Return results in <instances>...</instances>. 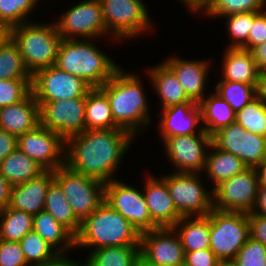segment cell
<instances>
[{
    "label": "cell",
    "instance_id": "50",
    "mask_svg": "<svg viewBox=\"0 0 266 266\" xmlns=\"http://www.w3.org/2000/svg\"><path fill=\"white\" fill-rule=\"evenodd\" d=\"M12 185L0 173V211L8 207Z\"/></svg>",
    "mask_w": 266,
    "mask_h": 266
},
{
    "label": "cell",
    "instance_id": "23",
    "mask_svg": "<svg viewBox=\"0 0 266 266\" xmlns=\"http://www.w3.org/2000/svg\"><path fill=\"white\" fill-rule=\"evenodd\" d=\"M40 124V106L32 92L16 104L0 108V129L16 137Z\"/></svg>",
    "mask_w": 266,
    "mask_h": 266
},
{
    "label": "cell",
    "instance_id": "39",
    "mask_svg": "<svg viewBox=\"0 0 266 266\" xmlns=\"http://www.w3.org/2000/svg\"><path fill=\"white\" fill-rule=\"evenodd\" d=\"M235 122L248 132L266 137V104L256 97L236 112Z\"/></svg>",
    "mask_w": 266,
    "mask_h": 266
},
{
    "label": "cell",
    "instance_id": "5",
    "mask_svg": "<svg viewBox=\"0 0 266 266\" xmlns=\"http://www.w3.org/2000/svg\"><path fill=\"white\" fill-rule=\"evenodd\" d=\"M23 23L9 30V37L18 46L24 63L33 75L36 71L55 65L62 40L53 24Z\"/></svg>",
    "mask_w": 266,
    "mask_h": 266
},
{
    "label": "cell",
    "instance_id": "46",
    "mask_svg": "<svg viewBox=\"0 0 266 266\" xmlns=\"http://www.w3.org/2000/svg\"><path fill=\"white\" fill-rule=\"evenodd\" d=\"M219 262L210 248L185 252L184 266H217Z\"/></svg>",
    "mask_w": 266,
    "mask_h": 266
},
{
    "label": "cell",
    "instance_id": "53",
    "mask_svg": "<svg viewBox=\"0 0 266 266\" xmlns=\"http://www.w3.org/2000/svg\"><path fill=\"white\" fill-rule=\"evenodd\" d=\"M256 97L266 104V71H261L258 75Z\"/></svg>",
    "mask_w": 266,
    "mask_h": 266
},
{
    "label": "cell",
    "instance_id": "28",
    "mask_svg": "<svg viewBox=\"0 0 266 266\" xmlns=\"http://www.w3.org/2000/svg\"><path fill=\"white\" fill-rule=\"evenodd\" d=\"M203 129L212 136L221 128L235 122L236 112L216 92L205 96L199 103Z\"/></svg>",
    "mask_w": 266,
    "mask_h": 266
},
{
    "label": "cell",
    "instance_id": "31",
    "mask_svg": "<svg viewBox=\"0 0 266 266\" xmlns=\"http://www.w3.org/2000/svg\"><path fill=\"white\" fill-rule=\"evenodd\" d=\"M86 130L119 128L113 119L107 95L100 88H92L86 95Z\"/></svg>",
    "mask_w": 266,
    "mask_h": 266
},
{
    "label": "cell",
    "instance_id": "16",
    "mask_svg": "<svg viewBox=\"0 0 266 266\" xmlns=\"http://www.w3.org/2000/svg\"><path fill=\"white\" fill-rule=\"evenodd\" d=\"M212 143L240 158L248 168H255L266 158V137L248 132L236 122L215 132Z\"/></svg>",
    "mask_w": 266,
    "mask_h": 266
},
{
    "label": "cell",
    "instance_id": "57",
    "mask_svg": "<svg viewBox=\"0 0 266 266\" xmlns=\"http://www.w3.org/2000/svg\"><path fill=\"white\" fill-rule=\"evenodd\" d=\"M135 266H157V265H153L149 262H147L146 260H144L141 256L138 257Z\"/></svg>",
    "mask_w": 266,
    "mask_h": 266
},
{
    "label": "cell",
    "instance_id": "18",
    "mask_svg": "<svg viewBox=\"0 0 266 266\" xmlns=\"http://www.w3.org/2000/svg\"><path fill=\"white\" fill-rule=\"evenodd\" d=\"M140 256L157 266H184L185 252L173 227H158L140 234Z\"/></svg>",
    "mask_w": 266,
    "mask_h": 266
},
{
    "label": "cell",
    "instance_id": "8",
    "mask_svg": "<svg viewBox=\"0 0 266 266\" xmlns=\"http://www.w3.org/2000/svg\"><path fill=\"white\" fill-rule=\"evenodd\" d=\"M106 30L112 38L129 39L152 28L142 0H100ZM150 28V29H149Z\"/></svg>",
    "mask_w": 266,
    "mask_h": 266
},
{
    "label": "cell",
    "instance_id": "24",
    "mask_svg": "<svg viewBox=\"0 0 266 266\" xmlns=\"http://www.w3.org/2000/svg\"><path fill=\"white\" fill-rule=\"evenodd\" d=\"M221 79L224 81L257 84L258 70L250 50L226 48Z\"/></svg>",
    "mask_w": 266,
    "mask_h": 266
},
{
    "label": "cell",
    "instance_id": "21",
    "mask_svg": "<svg viewBox=\"0 0 266 266\" xmlns=\"http://www.w3.org/2000/svg\"><path fill=\"white\" fill-rule=\"evenodd\" d=\"M53 181L54 172L45 170L23 184L12 186L8 207L32 215L38 214L44 210L47 190Z\"/></svg>",
    "mask_w": 266,
    "mask_h": 266
},
{
    "label": "cell",
    "instance_id": "22",
    "mask_svg": "<svg viewBox=\"0 0 266 266\" xmlns=\"http://www.w3.org/2000/svg\"><path fill=\"white\" fill-rule=\"evenodd\" d=\"M142 189L152 220L159 227H173L182 217L174 206L166 181L151 176Z\"/></svg>",
    "mask_w": 266,
    "mask_h": 266
},
{
    "label": "cell",
    "instance_id": "25",
    "mask_svg": "<svg viewBox=\"0 0 266 266\" xmlns=\"http://www.w3.org/2000/svg\"><path fill=\"white\" fill-rule=\"evenodd\" d=\"M147 74L151 78L154 91L161 100L162 109L185 102H194L187 97L175 74L164 63L149 68Z\"/></svg>",
    "mask_w": 266,
    "mask_h": 266
},
{
    "label": "cell",
    "instance_id": "7",
    "mask_svg": "<svg viewBox=\"0 0 266 266\" xmlns=\"http://www.w3.org/2000/svg\"><path fill=\"white\" fill-rule=\"evenodd\" d=\"M53 172L54 180L81 222L103 203L105 183L102 181L76 172L65 164Z\"/></svg>",
    "mask_w": 266,
    "mask_h": 266
},
{
    "label": "cell",
    "instance_id": "35",
    "mask_svg": "<svg viewBox=\"0 0 266 266\" xmlns=\"http://www.w3.org/2000/svg\"><path fill=\"white\" fill-rule=\"evenodd\" d=\"M32 79L18 46L9 37L0 47V80Z\"/></svg>",
    "mask_w": 266,
    "mask_h": 266
},
{
    "label": "cell",
    "instance_id": "58",
    "mask_svg": "<svg viewBox=\"0 0 266 266\" xmlns=\"http://www.w3.org/2000/svg\"><path fill=\"white\" fill-rule=\"evenodd\" d=\"M217 266H236L233 260L220 261Z\"/></svg>",
    "mask_w": 266,
    "mask_h": 266
},
{
    "label": "cell",
    "instance_id": "40",
    "mask_svg": "<svg viewBox=\"0 0 266 266\" xmlns=\"http://www.w3.org/2000/svg\"><path fill=\"white\" fill-rule=\"evenodd\" d=\"M38 0H0V26L9 30L28 22V15Z\"/></svg>",
    "mask_w": 266,
    "mask_h": 266
},
{
    "label": "cell",
    "instance_id": "11",
    "mask_svg": "<svg viewBox=\"0 0 266 266\" xmlns=\"http://www.w3.org/2000/svg\"><path fill=\"white\" fill-rule=\"evenodd\" d=\"M104 201L143 233L158 228L152 220L141 190L117 179L105 183Z\"/></svg>",
    "mask_w": 266,
    "mask_h": 266
},
{
    "label": "cell",
    "instance_id": "1",
    "mask_svg": "<svg viewBox=\"0 0 266 266\" xmlns=\"http://www.w3.org/2000/svg\"><path fill=\"white\" fill-rule=\"evenodd\" d=\"M133 138L121 128L85 130L65 141V165L103 183L110 182L116 178L113 175Z\"/></svg>",
    "mask_w": 266,
    "mask_h": 266
},
{
    "label": "cell",
    "instance_id": "27",
    "mask_svg": "<svg viewBox=\"0 0 266 266\" xmlns=\"http://www.w3.org/2000/svg\"><path fill=\"white\" fill-rule=\"evenodd\" d=\"M32 230L59 254H64L67 249L75 248V235L45 210L33 216Z\"/></svg>",
    "mask_w": 266,
    "mask_h": 266
},
{
    "label": "cell",
    "instance_id": "3",
    "mask_svg": "<svg viewBox=\"0 0 266 266\" xmlns=\"http://www.w3.org/2000/svg\"><path fill=\"white\" fill-rule=\"evenodd\" d=\"M96 47L90 39H62L55 66L100 88L120 67Z\"/></svg>",
    "mask_w": 266,
    "mask_h": 266
},
{
    "label": "cell",
    "instance_id": "4",
    "mask_svg": "<svg viewBox=\"0 0 266 266\" xmlns=\"http://www.w3.org/2000/svg\"><path fill=\"white\" fill-rule=\"evenodd\" d=\"M140 245L139 231L105 201L81 222L75 235V249Z\"/></svg>",
    "mask_w": 266,
    "mask_h": 266
},
{
    "label": "cell",
    "instance_id": "6",
    "mask_svg": "<svg viewBox=\"0 0 266 266\" xmlns=\"http://www.w3.org/2000/svg\"><path fill=\"white\" fill-rule=\"evenodd\" d=\"M250 237L248 213L210 212V249L220 261L234 260Z\"/></svg>",
    "mask_w": 266,
    "mask_h": 266
},
{
    "label": "cell",
    "instance_id": "14",
    "mask_svg": "<svg viewBox=\"0 0 266 266\" xmlns=\"http://www.w3.org/2000/svg\"><path fill=\"white\" fill-rule=\"evenodd\" d=\"M38 104L40 124L55 131L64 141L86 130V96Z\"/></svg>",
    "mask_w": 266,
    "mask_h": 266
},
{
    "label": "cell",
    "instance_id": "13",
    "mask_svg": "<svg viewBox=\"0 0 266 266\" xmlns=\"http://www.w3.org/2000/svg\"><path fill=\"white\" fill-rule=\"evenodd\" d=\"M62 39H95L109 34L100 0H82L55 23ZM82 37V38H81ZM93 38V39H92Z\"/></svg>",
    "mask_w": 266,
    "mask_h": 266
},
{
    "label": "cell",
    "instance_id": "37",
    "mask_svg": "<svg viewBox=\"0 0 266 266\" xmlns=\"http://www.w3.org/2000/svg\"><path fill=\"white\" fill-rule=\"evenodd\" d=\"M265 5L266 0H208L197 13L223 19L235 13L262 11Z\"/></svg>",
    "mask_w": 266,
    "mask_h": 266
},
{
    "label": "cell",
    "instance_id": "10",
    "mask_svg": "<svg viewBox=\"0 0 266 266\" xmlns=\"http://www.w3.org/2000/svg\"><path fill=\"white\" fill-rule=\"evenodd\" d=\"M92 87L80 77L52 65L32 75L31 92L38 103L86 96Z\"/></svg>",
    "mask_w": 266,
    "mask_h": 266
},
{
    "label": "cell",
    "instance_id": "9",
    "mask_svg": "<svg viewBox=\"0 0 266 266\" xmlns=\"http://www.w3.org/2000/svg\"><path fill=\"white\" fill-rule=\"evenodd\" d=\"M199 174V175H198ZM178 213L184 216L208 215L213 209V193H208L200 173L174 172L162 177Z\"/></svg>",
    "mask_w": 266,
    "mask_h": 266
},
{
    "label": "cell",
    "instance_id": "20",
    "mask_svg": "<svg viewBox=\"0 0 266 266\" xmlns=\"http://www.w3.org/2000/svg\"><path fill=\"white\" fill-rule=\"evenodd\" d=\"M163 63L175 74L190 100L199 103L205 97L206 81L209 80L207 79L210 69L209 61L171 56Z\"/></svg>",
    "mask_w": 266,
    "mask_h": 266
},
{
    "label": "cell",
    "instance_id": "2",
    "mask_svg": "<svg viewBox=\"0 0 266 266\" xmlns=\"http://www.w3.org/2000/svg\"><path fill=\"white\" fill-rule=\"evenodd\" d=\"M142 84L137 74H128L119 68L100 87L109 99L115 124L133 137L152 120Z\"/></svg>",
    "mask_w": 266,
    "mask_h": 266
},
{
    "label": "cell",
    "instance_id": "55",
    "mask_svg": "<svg viewBox=\"0 0 266 266\" xmlns=\"http://www.w3.org/2000/svg\"><path fill=\"white\" fill-rule=\"evenodd\" d=\"M180 1L185 3L184 5H186L191 11H193V13L195 12V14H197L196 12H198L208 0H180Z\"/></svg>",
    "mask_w": 266,
    "mask_h": 266
},
{
    "label": "cell",
    "instance_id": "33",
    "mask_svg": "<svg viewBox=\"0 0 266 266\" xmlns=\"http://www.w3.org/2000/svg\"><path fill=\"white\" fill-rule=\"evenodd\" d=\"M140 256V245L104 247L92 250L86 266H135Z\"/></svg>",
    "mask_w": 266,
    "mask_h": 266
},
{
    "label": "cell",
    "instance_id": "49",
    "mask_svg": "<svg viewBox=\"0 0 266 266\" xmlns=\"http://www.w3.org/2000/svg\"><path fill=\"white\" fill-rule=\"evenodd\" d=\"M253 59L258 70L266 71V42L262 43L261 45L255 46L251 50Z\"/></svg>",
    "mask_w": 266,
    "mask_h": 266
},
{
    "label": "cell",
    "instance_id": "34",
    "mask_svg": "<svg viewBox=\"0 0 266 266\" xmlns=\"http://www.w3.org/2000/svg\"><path fill=\"white\" fill-rule=\"evenodd\" d=\"M33 216L9 207L0 211V239L19 242L28 232L32 231Z\"/></svg>",
    "mask_w": 266,
    "mask_h": 266
},
{
    "label": "cell",
    "instance_id": "51",
    "mask_svg": "<svg viewBox=\"0 0 266 266\" xmlns=\"http://www.w3.org/2000/svg\"><path fill=\"white\" fill-rule=\"evenodd\" d=\"M252 213L266 217V187L259 186L257 199L252 209Z\"/></svg>",
    "mask_w": 266,
    "mask_h": 266
},
{
    "label": "cell",
    "instance_id": "42",
    "mask_svg": "<svg viewBox=\"0 0 266 266\" xmlns=\"http://www.w3.org/2000/svg\"><path fill=\"white\" fill-rule=\"evenodd\" d=\"M32 79L0 80V108L16 104L31 92Z\"/></svg>",
    "mask_w": 266,
    "mask_h": 266
},
{
    "label": "cell",
    "instance_id": "17",
    "mask_svg": "<svg viewBox=\"0 0 266 266\" xmlns=\"http://www.w3.org/2000/svg\"><path fill=\"white\" fill-rule=\"evenodd\" d=\"M18 148L45 170H56L65 164V141L41 124L17 137Z\"/></svg>",
    "mask_w": 266,
    "mask_h": 266
},
{
    "label": "cell",
    "instance_id": "43",
    "mask_svg": "<svg viewBox=\"0 0 266 266\" xmlns=\"http://www.w3.org/2000/svg\"><path fill=\"white\" fill-rule=\"evenodd\" d=\"M233 261L236 266H266V246L249 237Z\"/></svg>",
    "mask_w": 266,
    "mask_h": 266
},
{
    "label": "cell",
    "instance_id": "54",
    "mask_svg": "<svg viewBox=\"0 0 266 266\" xmlns=\"http://www.w3.org/2000/svg\"><path fill=\"white\" fill-rule=\"evenodd\" d=\"M259 186L266 187V158L255 167Z\"/></svg>",
    "mask_w": 266,
    "mask_h": 266
},
{
    "label": "cell",
    "instance_id": "26",
    "mask_svg": "<svg viewBox=\"0 0 266 266\" xmlns=\"http://www.w3.org/2000/svg\"><path fill=\"white\" fill-rule=\"evenodd\" d=\"M173 228L180 237L184 252L210 248V213L181 217Z\"/></svg>",
    "mask_w": 266,
    "mask_h": 266
},
{
    "label": "cell",
    "instance_id": "44",
    "mask_svg": "<svg viewBox=\"0 0 266 266\" xmlns=\"http://www.w3.org/2000/svg\"><path fill=\"white\" fill-rule=\"evenodd\" d=\"M0 266H29L19 242L0 239Z\"/></svg>",
    "mask_w": 266,
    "mask_h": 266
},
{
    "label": "cell",
    "instance_id": "29",
    "mask_svg": "<svg viewBox=\"0 0 266 266\" xmlns=\"http://www.w3.org/2000/svg\"><path fill=\"white\" fill-rule=\"evenodd\" d=\"M208 150L210 153L207 152L204 171L208 174V178L210 177L209 180H212L211 184H214L212 189L222 181L240 174L248 168L240 158L219 149L213 143Z\"/></svg>",
    "mask_w": 266,
    "mask_h": 266
},
{
    "label": "cell",
    "instance_id": "41",
    "mask_svg": "<svg viewBox=\"0 0 266 266\" xmlns=\"http://www.w3.org/2000/svg\"><path fill=\"white\" fill-rule=\"evenodd\" d=\"M225 17L228 18L226 29L228 30L229 38H232V43L229 46L227 45V48H242L247 43L248 35L255 19V11L235 13Z\"/></svg>",
    "mask_w": 266,
    "mask_h": 266
},
{
    "label": "cell",
    "instance_id": "30",
    "mask_svg": "<svg viewBox=\"0 0 266 266\" xmlns=\"http://www.w3.org/2000/svg\"><path fill=\"white\" fill-rule=\"evenodd\" d=\"M45 171L18 147L0 163V173L12 185H20Z\"/></svg>",
    "mask_w": 266,
    "mask_h": 266
},
{
    "label": "cell",
    "instance_id": "45",
    "mask_svg": "<svg viewBox=\"0 0 266 266\" xmlns=\"http://www.w3.org/2000/svg\"><path fill=\"white\" fill-rule=\"evenodd\" d=\"M266 42V10L255 11L251 30L248 35L247 43L242 47L245 50H252L255 46Z\"/></svg>",
    "mask_w": 266,
    "mask_h": 266
},
{
    "label": "cell",
    "instance_id": "19",
    "mask_svg": "<svg viewBox=\"0 0 266 266\" xmlns=\"http://www.w3.org/2000/svg\"><path fill=\"white\" fill-rule=\"evenodd\" d=\"M160 136H185L198 134L203 130L201 108L196 102H185L164 108L161 112ZM198 130V131H197Z\"/></svg>",
    "mask_w": 266,
    "mask_h": 266
},
{
    "label": "cell",
    "instance_id": "52",
    "mask_svg": "<svg viewBox=\"0 0 266 266\" xmlns=\"http://www.w3.org/2000/svg\"><path fill=\"white\" fill-rule=\"evenodd\" d=\"M40 266H86L84 263L72 261L65 254H59L54 260Z\"/></svg>",
    "mask_w": 266,
    "mask_h": 266
},
{
    "label": "cell",
    "instance_id": "15",
    "mask_svg": "<svg viewBox=\"0 0 266 266\" xmlns=\"http://www.w3.org/2000/svg\"><path fill=\"white\" fill-rule=\"evenodd\" d=\"M163 146L175 172L199 173L205 168L212 136L204 129L198 134L162 137Z\"/></svg>",
    "mask_w": 266,
    "mask_h": 266
},
{
    "label": "cell",
    "instance_id": "36",
    "mask_svg": "<svg viewBox=\"0 0 266 266\" xmlns=\"http://www.w3.org/2000/svg\"><path fill=\"white\" fill-rule=\"evenodd\" d=\"M29 266H40L54 260L59 253L35 231L28 232L20 241Z\"/></svg>",
    "mask_w": 266,
    "mask_h": 266
},
{
    "label": "cell",
    "instance_id": "12",
    "mask_svg": "<svg viewBox=\"0 0 266 266\" xmlns=\"http://www.w3.org/2000/svg\"><path fill=\"white\" fill-rule=\"evenodd\" d=\"M258 188L255 168H247L212 189L213 208L220 211L250 213L257 199Z\"/></svg>",
    "mask_w": 266,
    "mask_h": 266
},
{
    "label": "cell",
    "instance_id": "38",
    "mask_svg": "<svg viewBox=\"0 0 266 266\" xmlns=\"http://www.w3.org/2000/svg\"><path fill=\"white\" fill-rule=\"evenodd\" d=\"M215 91L222 99L226 100L235 112L240 111L245 105L256 98V84H245L219 80Z\"/></svg>",
    "mask_w": 266,
    "mask_h": 266
},
{
    "label": "cell",
    "instance_id": "48",
    "mask_svg": "<svg viewBox=\"0 0 266 266\" xmlns=\"http://www.w3.org/2000/svg\"><path fill=\"white\" fill-rule=\"evenodd\" d=\"M17 147V137L0 129V163Z\"/></svg>",
    "mask_w": 266,
    "mask_h": 266
},
{
    "label": "cell",
    "instance_id": "47",
    "mask_svg": "<svg viewBox=\"0 0 266 266\" xmlns=\"http://www.w3.org/2000/svg\"><path fill=\"white\" fill-rule=\"evenodd\" d=\"M250 225V237L266 246V217L248 213Z\"/></svg>",
    "mask_w": 266,
    "mask_h": 266
},
{
    "label": "cell",
    "instance_id": "32",
    "mask_svg": "<svg viewBox=\"0 0 266 266\" xmlns=\"http://www.w3.org/2000/svg\"><path fill=\"white\" fill-rule=\"evenodd\" d=\"M44 210L50 213L74 235L79 232L81 221L76 217L62 188L55 180L50 184L47 190Z\"/></svg>",
    "mask_w": 266,
    "mask_h": 266
},
{
    "label": "cell",
    "instance_id": "56",
    "mask_svg": "<svg viewBox=\"0 0 266 266\" xmlns=\"http://www.w3.org/2000/svg\"><path fill=\"white\" fill-rule=\"evenodd\" d=\"M9 38V29L0 26V47Z\"/></svg>",
    "mask_w": 266,
    "mask_h": 266
}]
</instances>
